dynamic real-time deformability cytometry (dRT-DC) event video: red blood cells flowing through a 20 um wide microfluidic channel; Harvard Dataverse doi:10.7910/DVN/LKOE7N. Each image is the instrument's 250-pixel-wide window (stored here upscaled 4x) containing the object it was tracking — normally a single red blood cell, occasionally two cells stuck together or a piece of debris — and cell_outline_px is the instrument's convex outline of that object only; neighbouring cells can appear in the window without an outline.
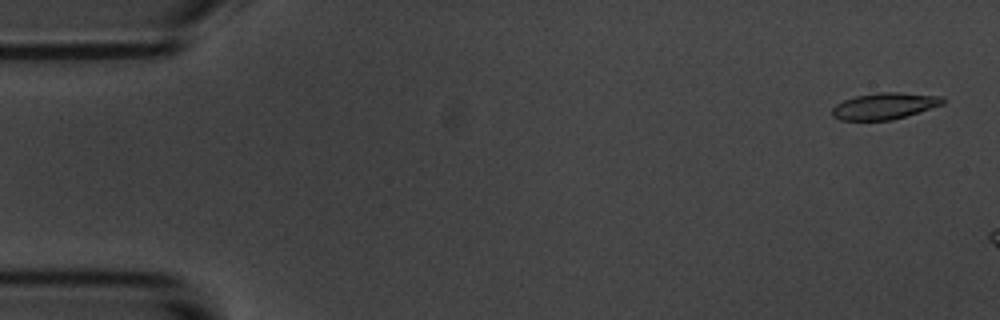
{"species": "common noctule bat (a hibernating species)", "species_latin": "Nyctalus noctula", "temperature_condition": "room temperature", "stored_images_in_passage": 10, "camera_frame_rate_fps": 3000, "um_per_image_px": 0.085, "animal": {"sex": "male", "body_mass_g": 20.1, "forearm_length_mm": 53.5}, "frame": {"image": 1, "passage_image": 2, "time_ms": 0.333, "image_size_px": [1000, 320], "cell_outline_px": [[944, 104], [892, 120], [840, 120], [832, 116], [832, 108], [836, 104], [844, 100], [856, 96], [880, 92], [900, 92], [944, 96]], "centroid_in_image_um": [75.19, 9.0], "position_along_channel_um": 9.8, "area_um2": 17.05}}